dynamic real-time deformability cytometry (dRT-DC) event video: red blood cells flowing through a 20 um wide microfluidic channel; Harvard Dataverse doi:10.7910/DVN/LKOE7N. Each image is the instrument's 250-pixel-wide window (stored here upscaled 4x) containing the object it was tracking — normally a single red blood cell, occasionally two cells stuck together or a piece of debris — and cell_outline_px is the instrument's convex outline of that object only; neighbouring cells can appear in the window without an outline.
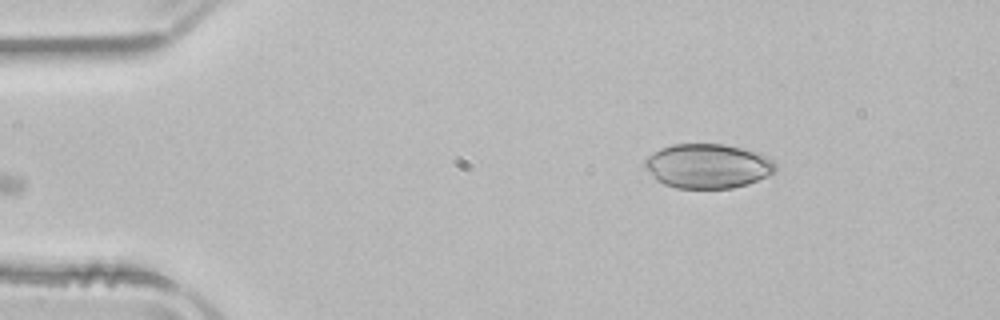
{"species": "common noctule bat (a hibernating species)", "species_latin": "Nyctalus noctula", "temperature_condition": "room temperature", "stored_images_in_passage": 40, "camera_frame_rate_fps": 3000, "um_per_image_px": 0.085, "animal": {"sex": "male", "body_mass_g": 21.5, "forearm_length_mm": 52.0}, "frame": {"image": 1, "passage_image": 1, "time_ms": 0.0, "image_size_px": [1000, 320], "cell_outline_px": [[776, 172], [768, 176], [748, 184], [728, 188], [676, 188], [664, 184], [656, 180], [644, 168], [644, 160], [652, 152], [660, 148], [672, 144], [724, 144], [756, 152], [772, 160], [776, 164]], "centroid_in_image_um": [60.12, 14.11], "position_along_channel_um": 24.9, "area_um2": 33.93}}
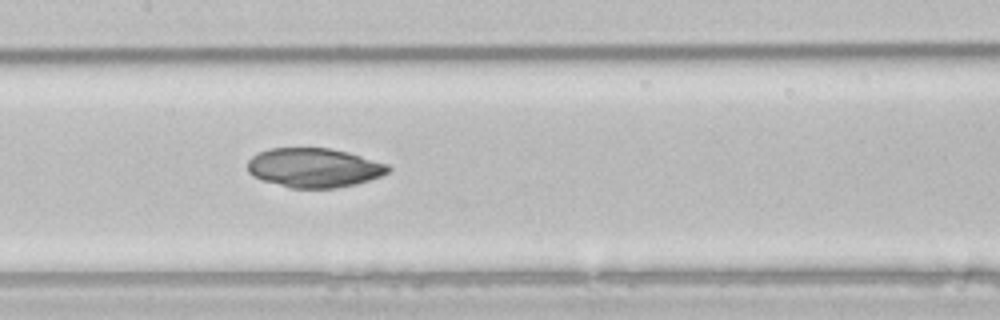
{"frame": {"image": 2, "passage_image": 18, "time_ms": 5.667, "image_size_px": [1000, 320], "cell_outline_px": [[392, 168], [388, 172], [380, 176], [356, 184], [336, 188], [292, 188], [264, 180], [252, 176], [248, 172], [248, 160], [256, 152], [268, 148], [328, 148], [348, 152], [388, 164]], "centroid_in_image_um": [26.68, 14.25], "position_along_channel_um": 180.7, "area_um2": 32.19}}
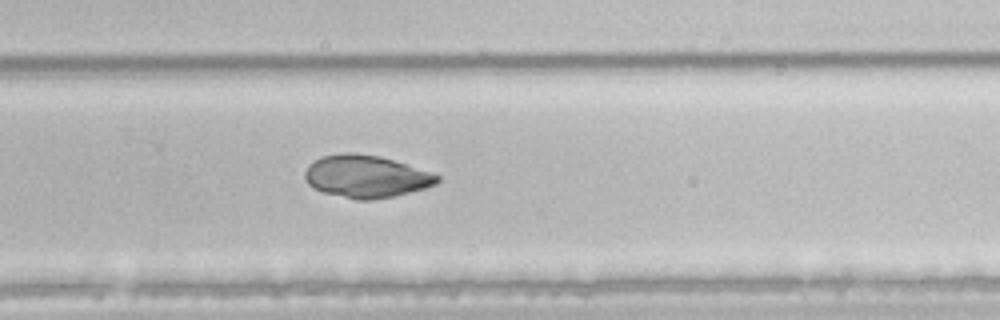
{"frame": {"image": 3, "passage_image": 27, "time_ms": 8.667, "image_size_px": [1000, 320], "cell_outline_px": [[440, 180], [436, 184], [424, 188], [396, 196], [372, 200], [356, 200], [324, 192], [312, 188], [308, 184], [304, 176], [304, 172], [308, 164], [312, 160], [320, 156], [344, 152], [356, 152], [380, 156], [432, 172], [440, 176]], "centroid_in_image_um": [31.09, 14.99], "position_along_channel_um": 298.7, "area_um2": 33.12}}